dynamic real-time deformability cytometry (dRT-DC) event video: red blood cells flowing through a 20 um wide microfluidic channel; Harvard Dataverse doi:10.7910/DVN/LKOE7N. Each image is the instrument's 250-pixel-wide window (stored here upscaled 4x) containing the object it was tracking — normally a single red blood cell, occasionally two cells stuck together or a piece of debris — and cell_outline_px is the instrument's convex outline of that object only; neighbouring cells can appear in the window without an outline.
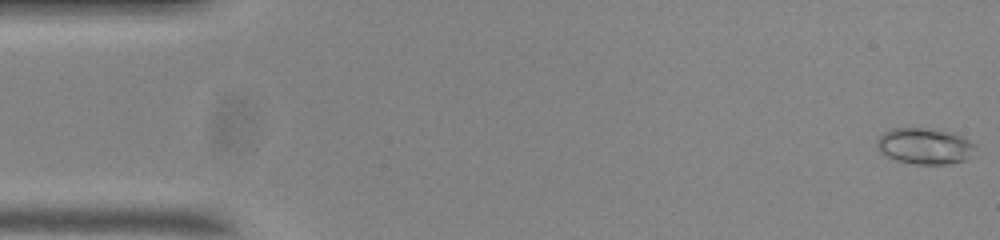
{"species": "common noctule bat (a hibernating species)", "species_latin": "Nyctalus noctula", "temperature_condition": "room temperature", "stored_images_in_passage": 55, "camera_frame_rate_fps": 3000, "um_per_image_px": 0.085, "animal": {"sex": "male", "body_mass_g": 20.0, "forearm_length_mm": 53.3}, "frame": {"image": 1, "passage_image": 1, "time_ms": 0.0, "image_size_px": [1000, 240], "cell_outline_px": [[976, 148], [968, 160], [948, 164], [916, 164], [896, 160], [880, 152], [876, 148], [876, 140], [884, 132], [892, 128], [940, 128], [960, 136], [976, 144]], "centroid_in_image_um": [78.61, 12.41], "position_along_channel_um": 6.4, "area_um2": 20.98}}
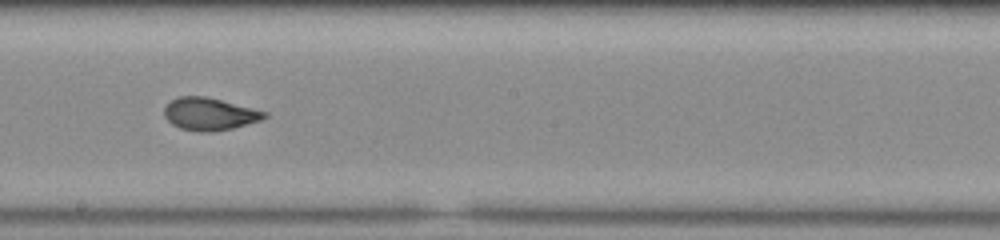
{"frame": {"image": 2, "passage_image": 30, "time_ms": 9.667, "image_size_px": [1000, 240], "cell_outline_px": [[268, 116], [260, 120], [232, 128], [212, 132], [196, 132], [180, 128], [172, 124], [164, 116], [164, 108], [172, 100], [180, 96], [204, 96], [268, 112]], "centroid_in_image_um": [17.79, 9.7], "position_along_channel_um": 230.4, "area_um2": 18.79}}
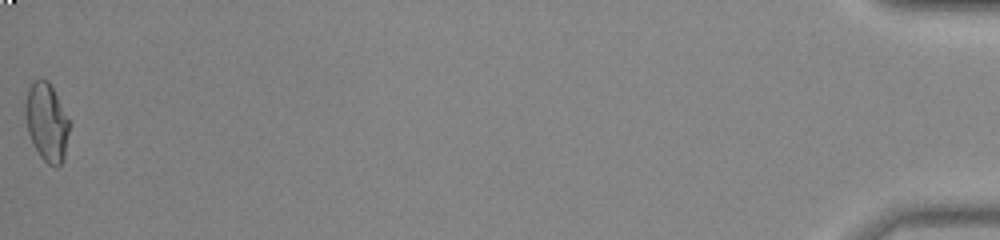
{"frame": {"image": 3, "passage_image": 55, "time_ms": 18.0, "image_size_px": [1000, 240], "cell_outline_px": [[72, 124], [64, 160], [56, 168], [48, 164], [40, 156], [28, 132], [24, 112], [24, 104], [28, 84], [32, 80], [40, 76], [48, 80]], "centroid_in_image_um": [3.98, 10.34], "position_along_channel_um": 431.2, "area_um2": 20.75}, "authors_computed_cell_mechanics": {"area_um2": 19.4208, "velocity_mm_per_s": 3.7011, "shape_relaxation_time_tau1_ms": null, "shape_relaxation_time_tau2_ms": 1.1658, "deformation_change_tau1": null, "deformation_change_tau2": 0.0664}}